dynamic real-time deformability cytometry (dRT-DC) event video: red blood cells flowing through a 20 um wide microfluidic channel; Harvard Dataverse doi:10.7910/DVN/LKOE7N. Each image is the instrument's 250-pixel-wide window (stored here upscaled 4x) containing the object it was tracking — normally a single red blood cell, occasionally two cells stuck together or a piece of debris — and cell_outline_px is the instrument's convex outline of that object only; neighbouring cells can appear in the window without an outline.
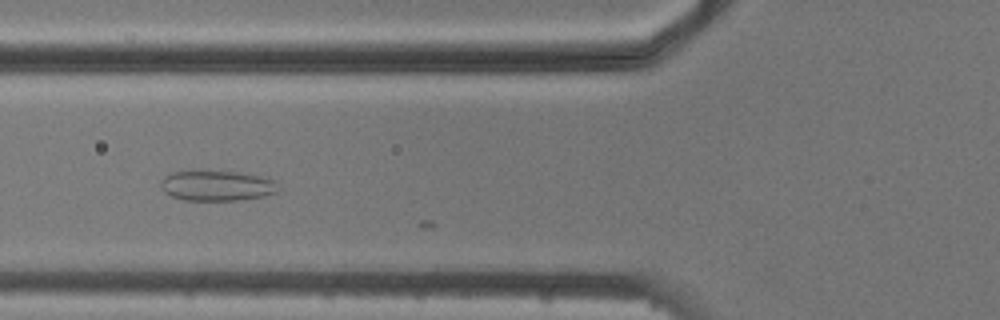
{"species": "common noctule bat (a hibernating species)", "species_latin": "Nyctalus noctula", "temperature_condition": "cold", "stored_images_in_passage": 6, "camera_frame_rate_fps": 3000, "um_per_image_px": 0.085, "animal": {"sex": "male", "body_mass_g": 20.5, "forearm_length_mm": 52.5}, "frame": {"image": 1, "passage_image": 6, "time_ms": 6.0, "image_size_px": [1000, 320], "cell_outline_px": [[276, 192], [264, 196], [240, 200], [184, 200], [172, 196], [164, 192], [160, 184], [160, 180], [164, 176], [172, 172], [200, 168], [240, 172], [268, 176], [276, 180]], "centroid_in_image_um": [18.41, 15.73], "position_along_channel_um": 107.4, "area_um2": 21.68}}